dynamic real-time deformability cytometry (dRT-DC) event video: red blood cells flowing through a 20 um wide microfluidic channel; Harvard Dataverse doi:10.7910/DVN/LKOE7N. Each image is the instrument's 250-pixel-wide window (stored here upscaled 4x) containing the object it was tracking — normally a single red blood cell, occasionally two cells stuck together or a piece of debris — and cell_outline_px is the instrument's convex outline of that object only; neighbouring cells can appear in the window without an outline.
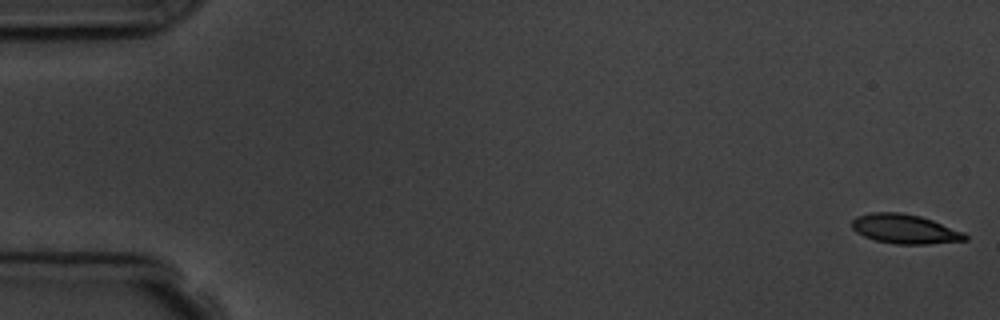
{"species": "common noctule bat (a hibernating species)", "species_latin": "Nyctalus noctula", "temperature_condition": "room temperature", "stored_images_in_passage": 9, "camera_frame_rate_fps": 3000, "um_per_image_px": 0.085, "animal": {"sex": "male", "body_mass_g": 19.5, "forearm_length_mm": 54.6}, "frame": {"image": 1, "passage_image": 1, "time_ms": 0.0, "image_size_px": [1000, 320], "cell_outline_px": [[968, 240], [928, 244], [896, 244], [876, 240], [864, 236], [856, 232], [852, 228], [852, 220], [856, 216], [872, 212], [900, 212], [920, 216], [932, 220], [964, 232], [968, 236]], "centroid_in_image_um": [76.91, 19.46], "position_along_channel_um": 8.1, "area_um2": 19.36}}
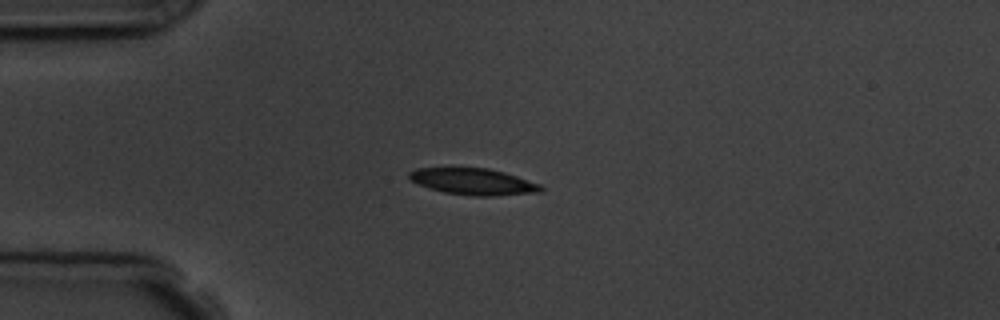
{"frame": {"image": 2, "passage_image": 4, "time_ms": 4.333, "image_size_px": [1000, 320], "cell_outline_px": [[544, 192], [492, 196], [472, 196], [444, 192], [428, 188], [412, 180], [408, 176], [408, 172], [416, 168], [488, 168], [504, 172], [540, 184], [544, 188]], "centroid_in_image_um": [40.26, 15.44], "position_along_channel_um": 44.7, "area_um2": 20.29}}